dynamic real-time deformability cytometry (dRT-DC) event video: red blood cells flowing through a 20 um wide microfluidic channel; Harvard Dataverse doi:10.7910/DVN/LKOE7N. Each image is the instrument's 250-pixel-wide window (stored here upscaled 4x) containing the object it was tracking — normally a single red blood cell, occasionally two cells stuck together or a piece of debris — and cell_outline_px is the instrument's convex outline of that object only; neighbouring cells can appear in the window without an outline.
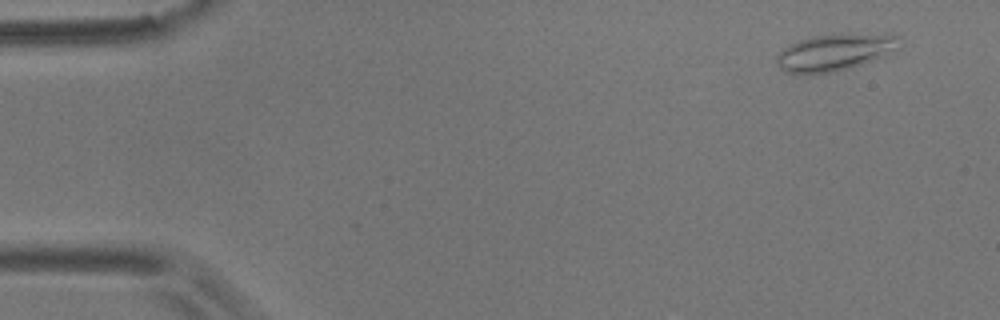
{"species": "common noctule bat (a hibernating species)", "species_latin": "Nyctalus noctula", "temperature_condition": "room temperature", "stored_images_in_passage": 11, "camera_frame_rate_fps": 3000, "um_per_image_px": 0.085, "animal": {"sex": "male", "body_mass_g": 17.9}, "frame": {"image": 1, "passage_image": 4, "time_ms": 1.0, "image_size_px": [1000, 320], "cell_outline_px": [[900, 48], [884, 56], [848, 68], [828, 72], [784, 72], [776, 64], [776, 56], [784, 48], [800, 40], [812, 36], [900, 36]], "centroid_in_image_um": [70.91, 4.47], "position_along_channel_um": 14.1, "area_um2": 24.8}}